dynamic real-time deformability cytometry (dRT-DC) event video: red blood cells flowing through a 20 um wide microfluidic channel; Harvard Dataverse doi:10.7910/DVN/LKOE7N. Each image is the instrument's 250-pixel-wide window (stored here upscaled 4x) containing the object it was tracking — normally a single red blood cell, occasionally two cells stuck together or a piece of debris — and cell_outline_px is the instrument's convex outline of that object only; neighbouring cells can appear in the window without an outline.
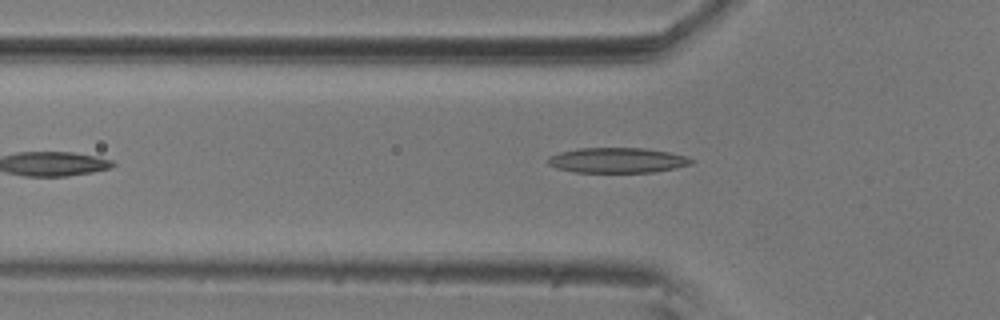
{"species": "common noctule bat (a hibernating species)", "species_latin": "Nyctalus noctula", "temperature_condition": "room temperature", "stored_images_in_passage": 8, "camera_frame_rate_fps": 3000, "um_per_image_px": 0.085, "animal": {"sex": "male", "body_mass_g": 20.5, "forearm_length_mm": 52.5}, "frame": {"image": 1, "passage_image": 5, "time_ms": 1.333, "image_size_px": [1000, 320], "cell_outline_px": [[696, 160], [692, 164], [676, 168], [656, 172], [572, 172], [556, 168], [548, 164], [548, 156], [560, 152], [576, 148], [644, 148], [668, 152], [684, 156]], "centroid_in_image_um": [52.46, 13.62], "position_along_channel_um": 73.3, "area_um2": 21.15}}
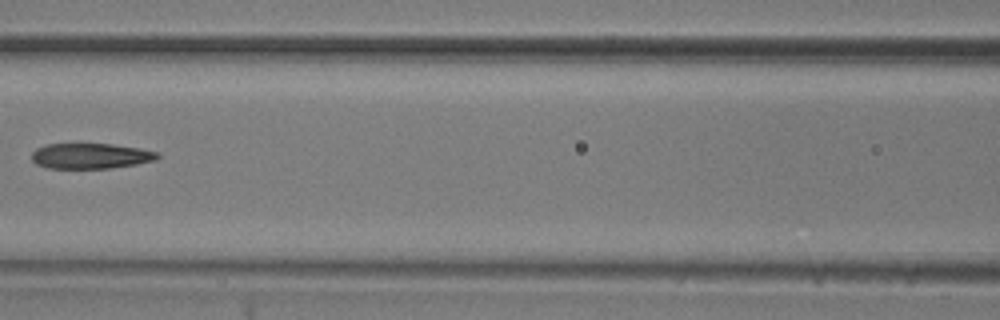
{"frame": {"image": 2, "passage_image": 7, "time_ms": 2.0, "image_size_px": [1000, 320], "cell_outline_px": [[160, 156], [156, 160], [136, 164], [108, 168], [48, 168], [36, 164], [32, 160], [32, 152], [36, 148], [44, 144], [112, 144], [140, 148], [160, 152]], "centroid_in_image_um": [7.71, 13.25], "position_along_channel_um": 158.9, "area_um2": 18.73}}
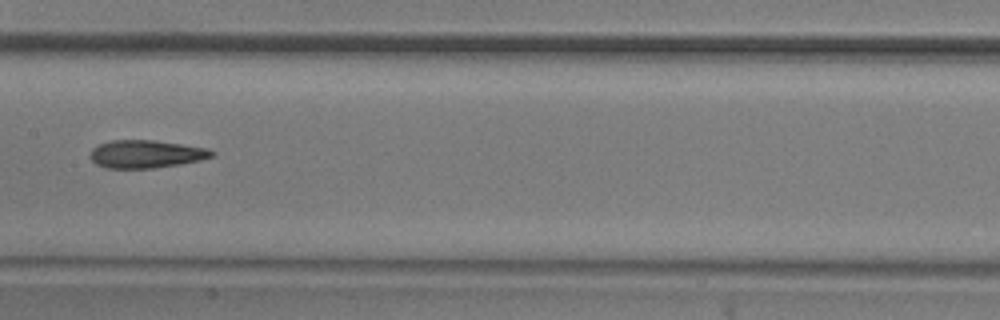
{"frame": {"image": 3, "passage_image": 8, "time_ms": 2.333, "image_size_px": [1000, 320], "cell_outline_px": [[216, 152], [212, 156], [200, 160], [180, 164], [152, 168], [104, 168], [96, 164], [88, 156], [92, 148], [96, 144], [112, 140], [156, 140], [208, 148]], "centroid_in_image_um": [12.37, 13.08], "position_along_channel_um": 195.0, "area_um2": 19.94}}